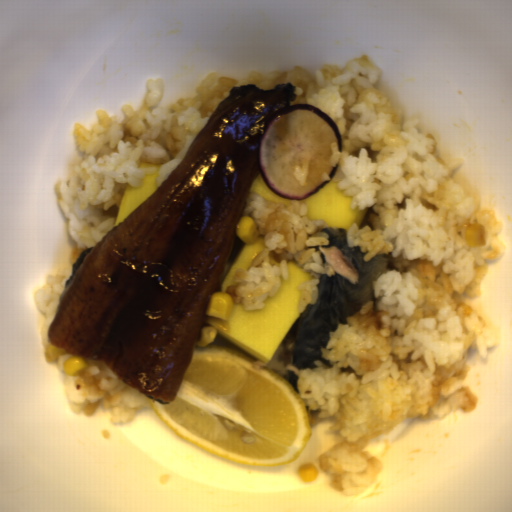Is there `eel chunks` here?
<instances>
[{"mask_svg":"<svg viewBox=\"0 0 512 512\" xmlns=\"http://www.w3.org/2000/svg\"><path fill=\"white\" fill-rule=\"evenodd\" d=\"M285 89L233 86L177 167L73 262L48 343L175 403L223 279Z\"/></svg>","mask_w":512,"mask_h":512,"instance_id":"1","label":"eel chunks"}]
</instances>
